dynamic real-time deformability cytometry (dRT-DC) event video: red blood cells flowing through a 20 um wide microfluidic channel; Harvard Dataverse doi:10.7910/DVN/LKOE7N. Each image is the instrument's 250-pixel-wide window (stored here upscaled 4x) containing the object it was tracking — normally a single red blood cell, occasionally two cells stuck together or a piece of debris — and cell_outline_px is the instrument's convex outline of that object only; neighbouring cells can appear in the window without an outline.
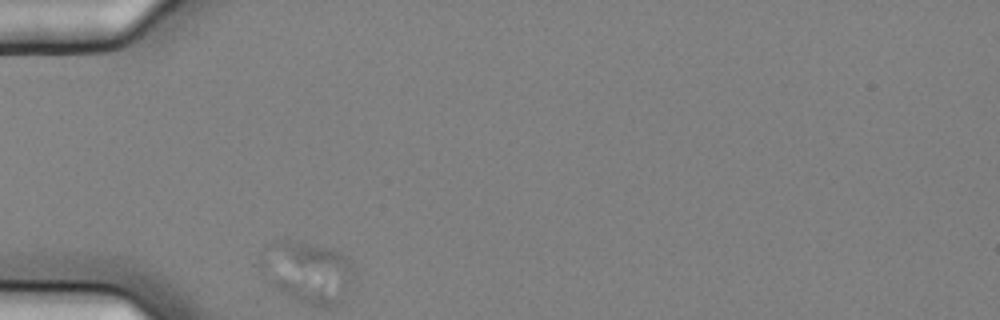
{"species": "common noctule bat (a hibernating species)", "species_latin": "Nyctalus noctula", "temperature_condition": "cold", "stored_images_in_passage": 33, "camera_frame_rate_fps": 3000, "um_per_image_px": 0.085, "animal": {"sex": "female", "body_mass_g": 25.1}, "frame": {"image": 1, "passage_image": 2, "time_ms": 0.333, "image_size_px": [1000, 320], "cell_outline_px": [[352, 276], [348, 284], [344, 288], [260, 268], [260, 256], [264, 248], [276, 240], [304, 240], [340, 252], [348, 256], [352, 264]], "centroid_in_image_um": [26.14, 22.27], "position_along_channel_um": 58.9, "area_um2": 21.91}}
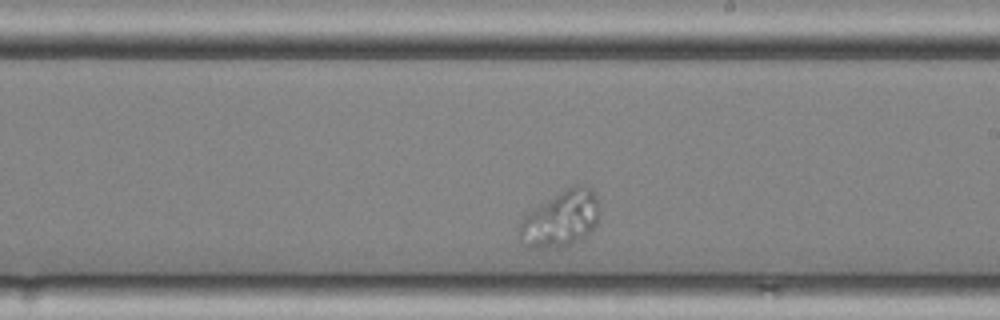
{"frame": {"image": 2, "passage_image": 20, "time_ms": 6.333, "image_size_px": [1000, 320], "cell_outline_px": [[600, 216], [596, 224], [588, 236], [568, 248], [528, 248], [516, 236], [516, 232], [520, 220], [532, 208], [572, 184], [588, 184], [596, 196], [600, 208]], "centroid_in_image_um": [47.66, 18.62], "position_along_channel_um": 241.3, "area_um2": 27.46}}
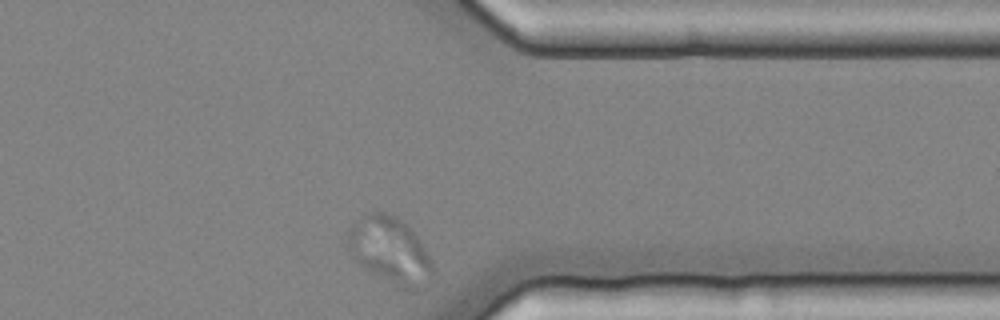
{"frame": {"image": 3, "passage_image": 33, "time_ms": 10.667, "image_size_px": [1000, 320], "cell_outline_px": [[436, 272], [432, 280], [424, 288], [416, 292], [412, 292], [400, 288], [368, 268], [352, 256], [348, 248], [348, 232], [356, 220], [372, 212], [384, 212], [404, 220], [416, 236], [424, 248]], "centroid_in_image_um": [33.23, 21.32], "position_along_channel_um": 378.2, "area_um2": 32.66}}